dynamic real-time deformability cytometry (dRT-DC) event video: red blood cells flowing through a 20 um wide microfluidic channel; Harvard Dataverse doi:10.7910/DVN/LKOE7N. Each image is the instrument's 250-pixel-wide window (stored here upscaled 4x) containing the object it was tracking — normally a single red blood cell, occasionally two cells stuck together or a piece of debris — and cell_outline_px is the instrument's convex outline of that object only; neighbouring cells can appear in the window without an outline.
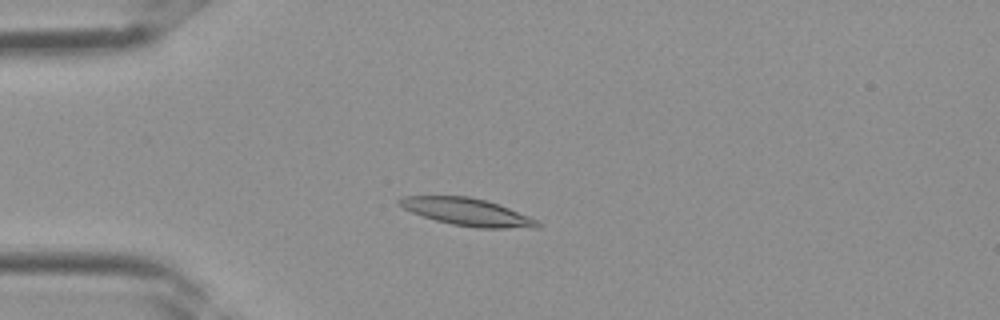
{"species": "Egyptian fruit bat (a non-hibernating species)", "species_latin": "Rousettus aegyptiacus", "temperature_condition": "room temperature", "stored_images_in_passage": 2, "camera_frame_rate_fps": 3000, "um_per_image_px": 0.085, "frame": {"image": 1, "passage_image": 2, "time_ms": 0.333, "image_size_px": [1000, 320], "cell_outline_px": [[540, 228], [476, 228], [452, 224], [436, 220], [412, 212], [396, 204], [396, 200], [404, 196], [468, 196], [484, 200], [508, 208], [528, 216], [536, 220], [540, 224]], "centroid_in_image_um": [39.69, 18.02], "position_along_channel_um": 45.3, "area_um2": 21.79}}